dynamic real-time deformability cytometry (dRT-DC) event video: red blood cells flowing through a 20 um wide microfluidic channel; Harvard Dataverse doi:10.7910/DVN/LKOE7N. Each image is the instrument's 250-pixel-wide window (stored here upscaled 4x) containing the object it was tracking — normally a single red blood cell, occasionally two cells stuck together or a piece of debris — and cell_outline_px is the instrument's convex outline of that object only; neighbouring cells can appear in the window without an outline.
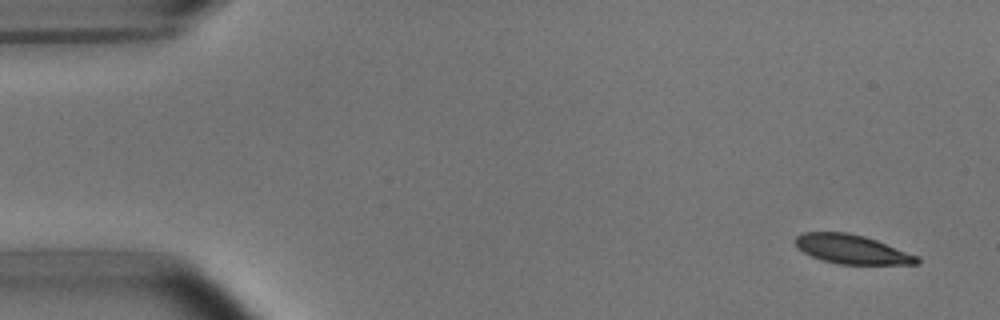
{"species": "common noctule bat (a hibernating species)", "species_latin": "Nyctalus noctula", "temperature_condition": "room temperature", "stored_images_in_passage": 7, "camera_frame_rate_fps": 3000, "um_per_image_px": 0.085, "animal": {"sex": "male", "body_mass_g": 15.6}, "frame": {"image": 1, "passage_image": 1, "time_ms": 0.0, "image_size_px": [1000, 320], "cell_outline_px": [[920, 264], [836, 264], [812, 256], [804, 252], [796, 244], [796, 236], [804, 232], [848, 232], [864, 236], [876, 240], [916, 256], [920, 260]], "centroid_in_image_um": [72.4, 21.19], "position_along_channel_um": 12.6, "area_um2": 20.23}}
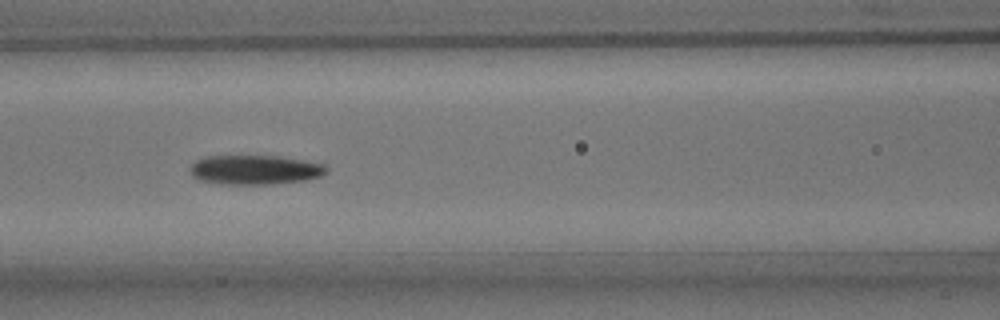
{"frame": {"image": 2, "passage_image": 6, "time_ms": 6.667, "image_size_px": [1000, 320], "cell_outline_px": [[328, 172], [320, 176], [304, 180], [272, 184], [220, 184], [200, 180], [192, 176], [192, 164], [196, 160], [204, 156], [276, 156], [324, 164], [328, 168]], "centroid_in_image_um": [21.67, 14.43], "position_along_channel_um": 144.9, "area_um2": 23.18}}
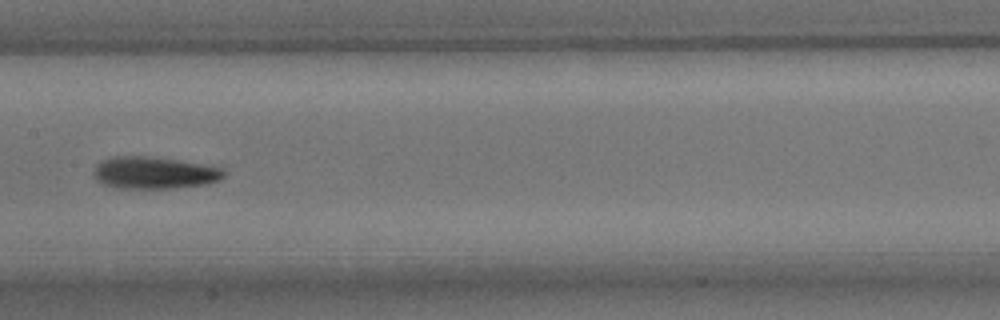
{"frame": {"image": 3, "passage_image": 7, "time_ms": 8.0, "image_size_px": [1000, 320], "cell_outline_px": [[224, 176], [220, 180], [208, 184], [172, 188], [116, 188], [104, 184], [96, 180], [92, 176], [92, 172], [96, 164], [112, 156], [144, 156], [180, 160], [224, 168]], "centroid_in_image_um": [13.09, 14.69], "position_along_channel_um": 194.3, "area_um2": 24.51}}